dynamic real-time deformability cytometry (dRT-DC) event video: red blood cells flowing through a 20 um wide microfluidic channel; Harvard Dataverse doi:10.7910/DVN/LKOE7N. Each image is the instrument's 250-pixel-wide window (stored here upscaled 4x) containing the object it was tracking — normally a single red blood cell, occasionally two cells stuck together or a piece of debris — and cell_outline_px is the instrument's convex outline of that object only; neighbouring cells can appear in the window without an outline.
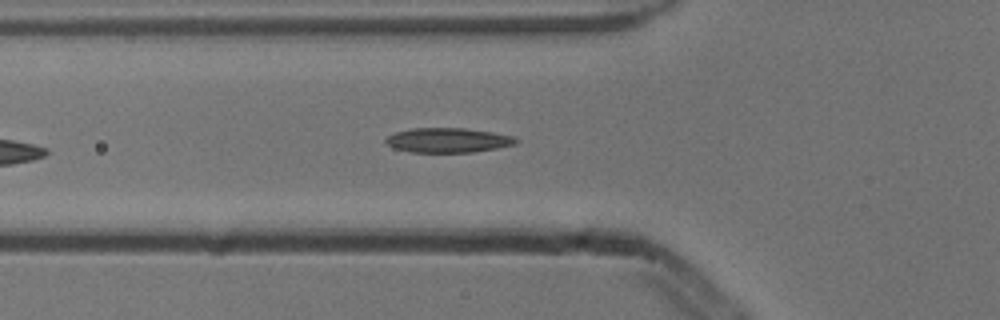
{"species": "common noctule bat (a hibernating species)", "species_latin": "Nyctalus noctula", "temperature_condition": "cold", "stored_images_in_passage": 7, "camera_frame_rate_fps": 3000, "um_per_image_px": 0.085, "animal": {"sex": "male", "body_mass_g": 13.3}, "frame": {"image": 1, "passage_image": 7, "time_ms": 2.0, "image_size_px": [1000, 320], "cell_outline_px": [[520, 140], [516, 144], [496, 148], [472, 152], [412, 152], [396, 148], [384, 144], [384, 140], [388, 136], [396, 132], [412, 128], [464, 128], [492, 132], [512, 136]], "centroid_in_image_um": [38.07, 11.91], "position_along_channel_um": 87.7, "area_um2": 18.61}}